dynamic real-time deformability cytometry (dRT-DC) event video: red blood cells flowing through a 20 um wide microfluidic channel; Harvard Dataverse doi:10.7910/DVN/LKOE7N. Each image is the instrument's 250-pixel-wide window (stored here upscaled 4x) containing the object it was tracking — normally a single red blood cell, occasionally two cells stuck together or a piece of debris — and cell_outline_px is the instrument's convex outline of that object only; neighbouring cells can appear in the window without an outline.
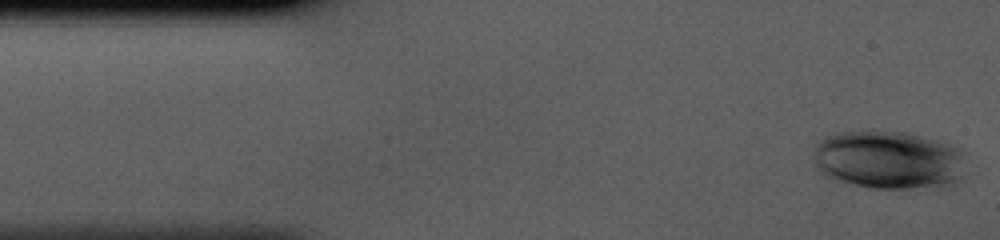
{"species": "human", "species_latin": "Homo sapiens", "temperature_condition": "cold", "stored_images_in_passage": 16, "camera_frame_rate_fps": 3000, "um_per_image_px": 0.085, "donor": {"sex": "male"}, "frame": {"image": 1, "passage_image": 1, "time_ms": 0.0, "image_size_px": [1000, 240], "cell_outline_px": [[960, 176], [956, 180], [948, 184], [908, 188], [872, 188], [832, 180], [824, 176], [816, 168], [816, 144], [824, 136], [840, 132], [868, 128], [876, 128], [904, 132], [948, 144], [956, 148], [960, 156]], "centroid_in_image_um": [75.36, 13.55], "position_along_channel_um": 9.6, "area_um2": 51.44}}
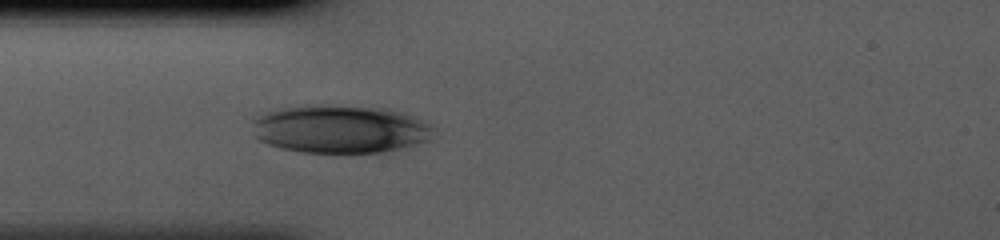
{"frame": {"image": 2, "passage_image": 10, "time_ms": 3.0, "image_size_px": [1000, 240], "cell_outline_px": [[432, 128], [428, 140], [384, 152], [300, 152], [280, 148], [256, 140], [252, 124], [252, 116], [264, 112], [280, 108], [320, 104], [388, 108], [400, 112], [428, 124]], "centroid_in_image_um": [28.78, 10.96], "position_along_channel_um": 56.2, "area_um2": 50.63}}
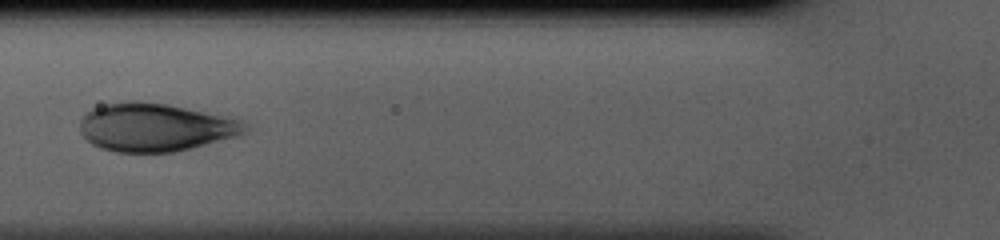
{"frame": {"image": 3, "passage_image": 14, "time_ms": 4.333, "image_size_px": [1000, 240], "cell_outline_px": [[248, 132], [240, 136], [192, 148], [172, 152], [116, 152], [100, 148], [92, 144], [80, 132], [80, 120], [92, 108], [100, 104], [132, 100], [136, 100], [168, 104], [224, 116], [240, 120], [248, 124]], "centroid_in_image_um": [13.21, 10.82], "position_along_channel_um": 112.6, "area_um2": 46.64}}